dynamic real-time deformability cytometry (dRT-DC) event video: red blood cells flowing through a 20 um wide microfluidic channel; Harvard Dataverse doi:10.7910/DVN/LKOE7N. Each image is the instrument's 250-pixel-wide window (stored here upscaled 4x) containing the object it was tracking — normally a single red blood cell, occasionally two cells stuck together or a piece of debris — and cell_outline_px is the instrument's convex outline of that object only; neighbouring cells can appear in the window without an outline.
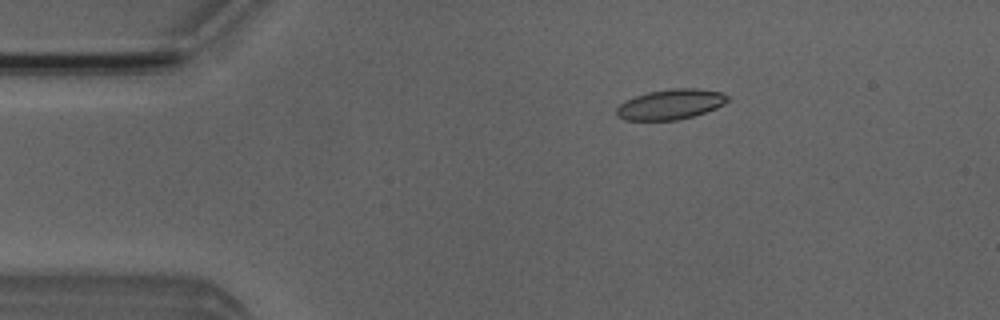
{"species": "Egyptian fruit bat (a non-hibernating species)", "species_latin": "Rousettus aegyptiacus", "temperature_condition": "room temperature", "stored_images_in_passage": 4, "camera_frame_rate_fps": 3000, "um_per_image_px": 0.085, "animal": {"sex": "male"}, "frame": {"image": 1, "passage_image": 1, "time_ms": 0.0, "image_size_px": [1000, 320], "cell_outline_px": [[732, 100], [716, 108], [692, 116], [676, 120], [624, 120], [616, 116], [616, 108], [624, 100], [648, 92], [668, 88], [696, 88], [720, 92], [728, 96]], "centroid_in_image_um": [56.99, 8.86], "position_along_channel_um": 28.0, "area_um2": 19.65}}
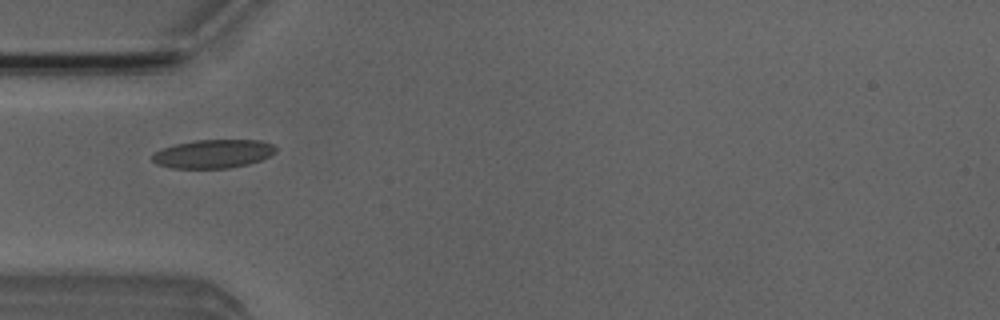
{"frame": {"image": 2, "passage_image": 3, "time_ms": 2.333, "image_size_px": [1000, 320], "cell_outline_px": [[276, 152], [260, 160], [248, 164], [228, 168], [172, 168], [156, 164], [152, 160], [152, 152], [160, 148], [176, 144], [196, 140], [260, 140], [272, 144], [276, 148]], "centroid_in_image_um": [18.08, 13.07], "position_along_channel_um": 66.9, "area_um2": 20.58}}